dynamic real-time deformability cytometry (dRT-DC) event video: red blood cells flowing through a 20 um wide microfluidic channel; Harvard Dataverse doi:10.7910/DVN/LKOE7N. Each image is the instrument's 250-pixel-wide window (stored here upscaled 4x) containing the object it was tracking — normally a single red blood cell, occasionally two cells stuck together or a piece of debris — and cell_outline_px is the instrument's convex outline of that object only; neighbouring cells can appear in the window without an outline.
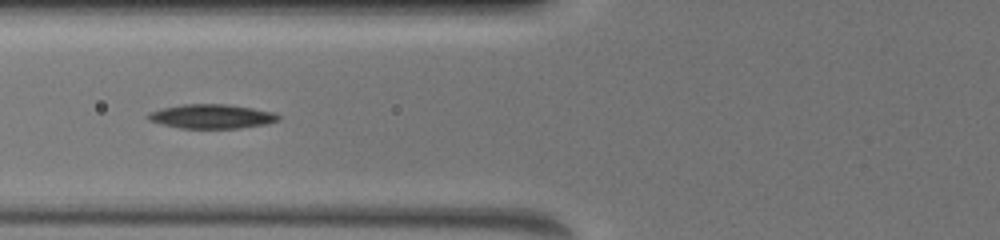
{"species": "common noctule bat (a hibernating species)", "species_latin": "Nyctalus noctula", "temperature_condition": "warm", "stored_images_in_passage": 42, "camera_frame_rate_fps": 3000, "um_per_image_px": 0.085, "animal": {"sex": "female", "body_mass_g": 19.5, "forearm_length_mm": 54.1}, "frame": {"image": 1, "passage_image": 6, "time_ms": 3.0, "image_size_px": [1000, 240], "cell_outline_px": [[280, 120], [268, 124], [240, 128], [180, 128], [160, 124], [148, 120], [144, 116], [148, 112], [160, 108], [184, 104], [224, 104], [252, 108], [272, 112], [280, 116]], "centroid_in_image_um": [17.94, 9.9], "position_along_channel_um": 107.9, "area_um2": 18.55}}
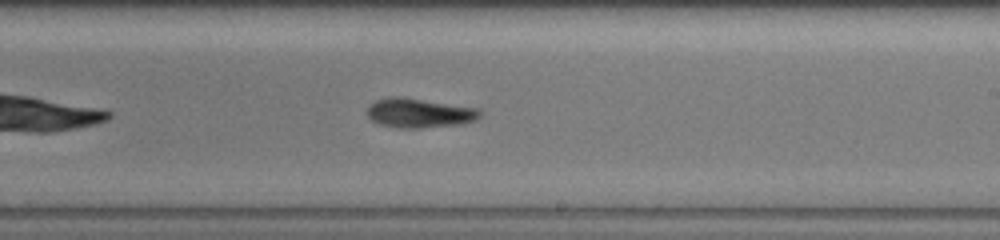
{"frame": {"image": 2, "passage_image": 16, "time_ms": 6.667, "image_size_px": [1000, 240], "cell_outline_px": [[480, 116], [476, 120], [460, 124], [420, 128], [396, 128], [380, 124], [372, 120], [368, 116], [368, 108], [376, 100], [400, 96], [480, 108]], "centroid_in_image_um": [35.68, 9.61], "position_along_channel_um": 253.3, "area_um2": 19.19}}
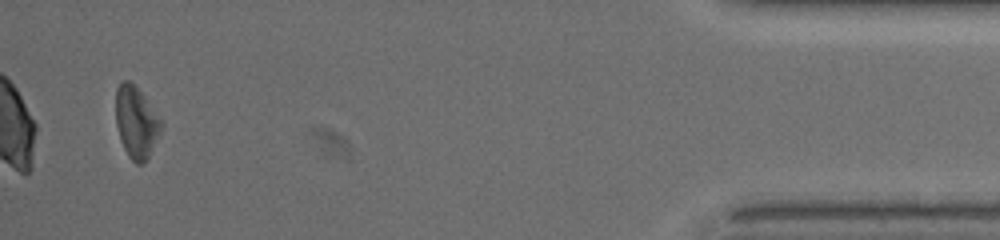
{"frame": {"image": 3, "passage_image": 39, "time_ms": 12.667, "image_size_px": [1000, 240], "cell_outline_px": [[164, 124], [144, 164], [136, 164], [128, 156], [120, 140], [116, 124], [116, 88], [124, 80], [128, 80], [140, 92]], "centroid_in_image_um": [11.56, 10.42], "position_along_channel_um": 423.6, "area_um2": 18.55}, "authors_computed_cell_mechanics": {"area_um2": 18.5538, "velocity_mm_per_s": 3.9677, "shape_relaxation_time_tau1_ms": 2.4051, "shape_relaxation_time_tau2_ms": null, "deformation_change_tau1": 0.0984, "deformation_change_tau2": null}}